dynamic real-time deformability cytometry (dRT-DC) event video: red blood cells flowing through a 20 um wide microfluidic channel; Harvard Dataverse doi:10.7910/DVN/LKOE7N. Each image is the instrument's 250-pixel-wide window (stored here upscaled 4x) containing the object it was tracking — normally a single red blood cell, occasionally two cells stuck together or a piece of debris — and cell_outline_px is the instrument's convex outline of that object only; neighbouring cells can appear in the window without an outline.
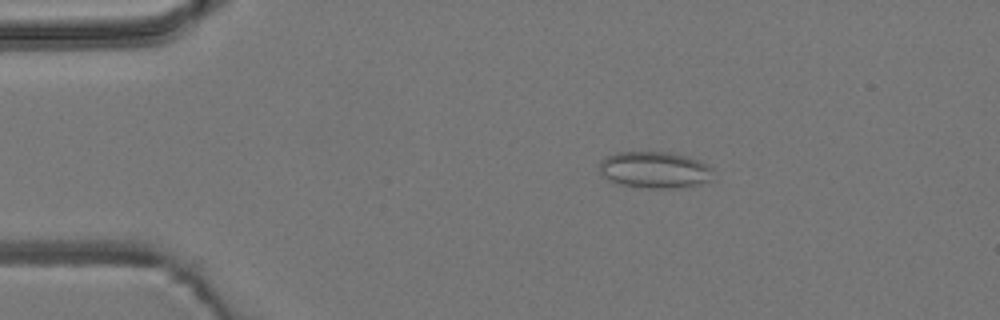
{"species": "common noctule bat (a hibernating species)", "species_latin": "Nyctalus noctula", "temperature_condition": "room temperature", "stored_images_in_passage": 31, "camera_frame_rate_fps": 3000, "um_per_image_px": 0.085, "animal": {"sex": "male", "body_mass_g": 19.2, "forearm_length_mm": 51.8}, "frame": {"image": 1, "passage_image": 9, "time_ms": 2.667, "image_size_px": [1000, 320], "cell_outline_px": [[712, 180], [700, 184], [680, 188], [648, 188], [620, 184], [604, 176], [600, 172], [600, 160], [616, 152], [668, 152], [700, 160], [708, 164], [712, 168]], "centroid_in_image_um": [55.69, 14.44], "position_along_channel_um": 29.3, "area_um2": 24.22}}
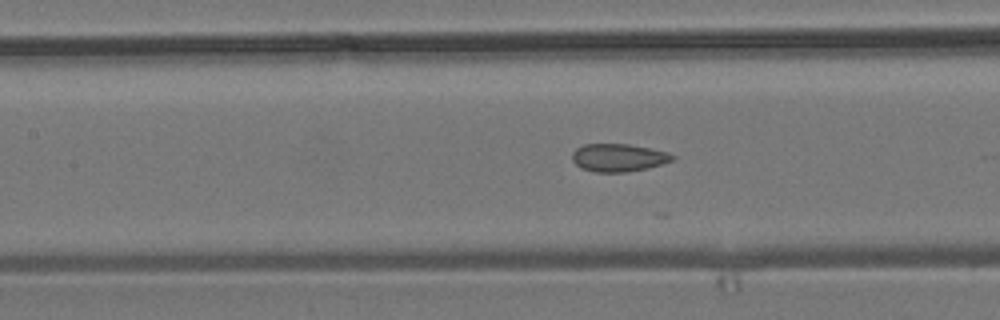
{"frame": {"image": 2, "passage_image": 23, "time_ms": 7.333, "image_size_px": [1000, 320], "cell_outline_px": [[676, 160], [648, 168], [624, 172], [596, 172], [580, 168], [572, 160], [572, 152], [576, 148], [584, 144], [628, 144], [668, 152], [676, 156]], "centroid_in_image_um": [52.58, 13.4], "position_along_channel_um": 154.8, "area_um2": 16.36}}
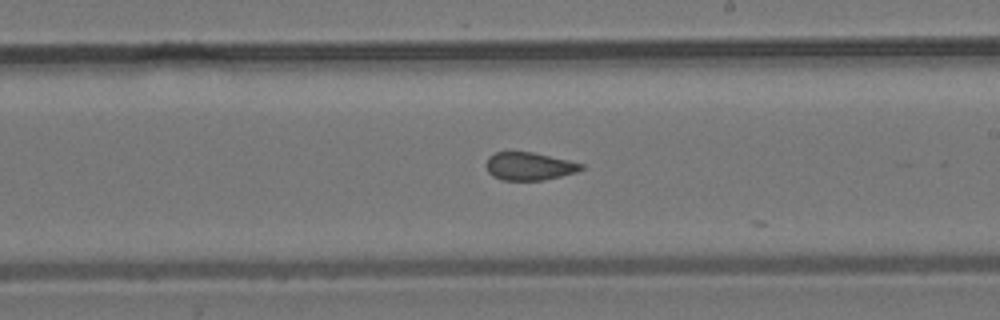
{"frame": {"image": 3, "passage_image": 30, "time_ms": 9.667, "image_size_px": [1000, 320], "cell_outline_px": [[584, 168], [576, 172], [544, 180], [500, 180], [492, 176], [488, 172], [484, 164], [488, 156], [496, 152], [532, 152], [568, 160], [584, 164]], "centroid_in_image_um": [44.94, 14.13], "position_along_channel_um": 244.1, "area_um2": 15.55}}